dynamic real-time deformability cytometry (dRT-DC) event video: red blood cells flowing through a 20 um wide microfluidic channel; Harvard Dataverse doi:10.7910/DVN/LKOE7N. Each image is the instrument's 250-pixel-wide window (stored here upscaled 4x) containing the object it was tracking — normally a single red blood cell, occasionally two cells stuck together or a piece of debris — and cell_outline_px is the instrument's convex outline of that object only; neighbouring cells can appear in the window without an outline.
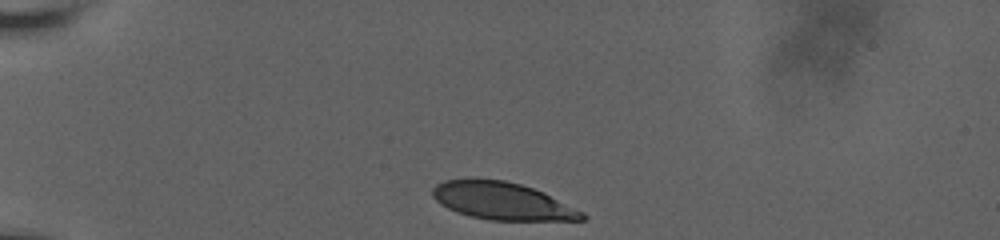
{"species": "human", "species_latin": "Homo sapiens", "temperature_condition": "room temperature", "stored_images_in_passage": 35, "camera_frame_rate_fps": 3000, "um_per_image_px": 0.085, "donor": {"sex": "male"}, "frame": {"image": 1, "passage_image": 1, "time_ms": 0.0, "image_size_px": [1000, 240], "cell_outline_px": [[588, 216], [584, 220], [488, 220], [456, 212], [440, 204], [432, 196], [432, 188], [436, 184], [444, 180], [476, 176], [504, 180], [520, 184], [544, 192], [584, 212]], "centroid_in_image_um": [42.65, 17.05], "position_along_channel_um": 42.3, "area_um2": 33.18}}
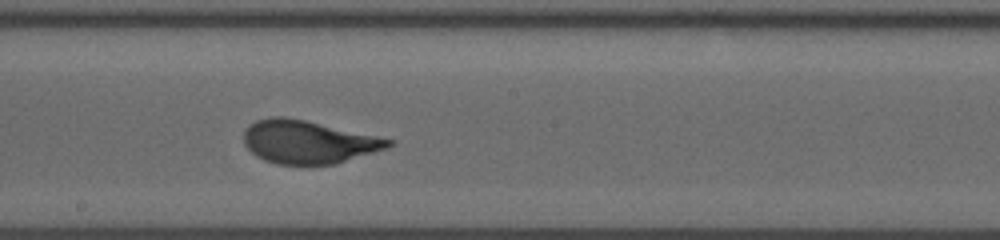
{"frame": {"image": 2, "passage_image": 20, "time_ms": 6.333, "image_size_px": [1000, 240], "cell_outline_px": [[396, 140], [388, 148], [336, 164], [276, 164], [264, 160], [256, 156], [244, 144], [244, 128], [248, 124], [256, 120], [272, 116], [284, 116], [304, 120]], "centroid_in_image_um": [26.18, 12.06], "position_along_channel_um": 222.0, "area_um2": 36.36}}
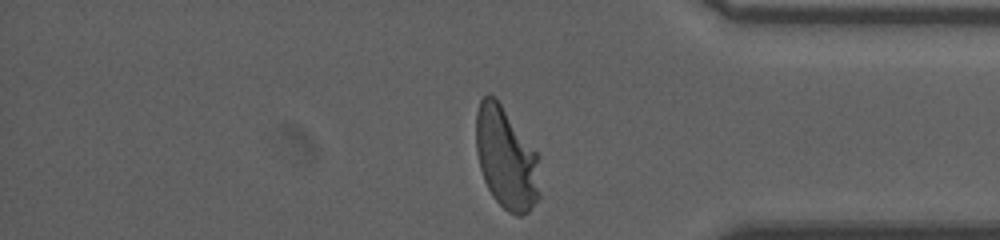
{"frame": {"image": 3, "passage_image": 35, "time_ms": 11.333, "image_size_px": [1000, 240], "cell_outline_px": [[540, 196], [528, 212], [520, 216], [516, 216], [508, 212], [492, 196], [484, 180], [480, 168], [476, 152], [476, 112], [480, 100], [488, 92], [500, 104], [540, 156]], "centroid_in_image_um": [43.04, 13.48], "position_along_channel_um": 392.2, "area_um2": 38.09}, "authors_computed_cell_mechanics": {"area_um2": 36.2406, "velocity_mm_per_s": 3.6481, "shape_relaxation_time_tau1_ms": 3.9193, "shape_relaxation_time_tau2_ms": null, "deformation_change_tau1": 0.1792, "deformation_change_tau2": null}}